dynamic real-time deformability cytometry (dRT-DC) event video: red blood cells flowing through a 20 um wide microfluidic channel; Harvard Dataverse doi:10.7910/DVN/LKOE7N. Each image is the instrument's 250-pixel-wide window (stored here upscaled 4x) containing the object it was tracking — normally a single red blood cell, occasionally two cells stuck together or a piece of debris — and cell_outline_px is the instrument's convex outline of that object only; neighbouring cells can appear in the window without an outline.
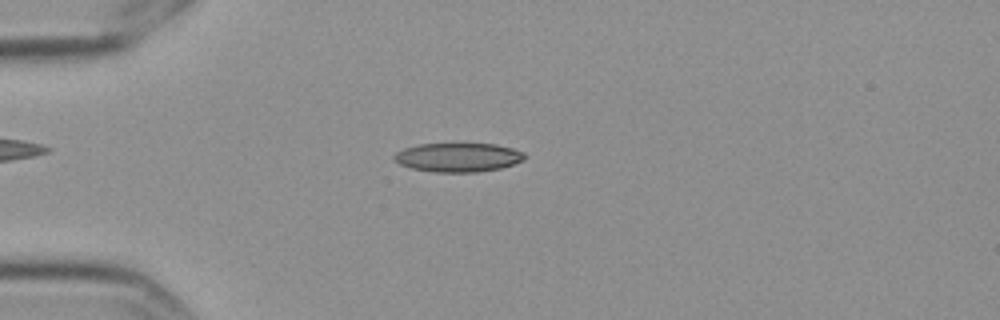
{"species": "Egyptian fruit bat (a non-hibernating species)", "species_latin": "Rousettus aegyptiacus", "temperature_condition": "cold", "stored_images_in_passage": 51, "camera_frame_rate_fps": 3000, "um_per_image_px": 0.085, "frame": {"image": 1, "passage_image": 9, "time_ms": 2.667, "image_size_px": [1000, 320], "cell_outline_px": [[524, 160], [500, 168], [476, 172], [436, 172], [412, 168], [400, 164], [392, 160], [392, 156], [396, 152], [404, 148], [420, 144], [496, 144], [512, 148], [524, 152]], "centroid_in_image_um": [38.91, 13.37], "position_along_channel_um": 46.1, "area_um2": 21.91}}
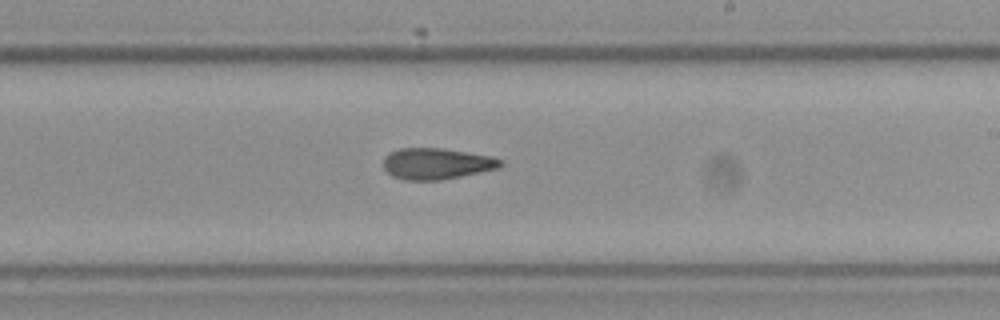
{"frame": {"image": 2, "passage_image": 28, "time_ms": 9.0, "image_size_px": [1000, 320], "cell_outline_px": [[504, 164], [500, 168], [440, 180], [404, 180], [392, 176], [384, 168], [384, 156], [388, 152], [400, 148], [444, 148], [492, 156], [504, 160]], "centroid_in_image_um": [37.13, 13.9], "position_along_channel_um": 251.9, "area_um2": 21.5}}
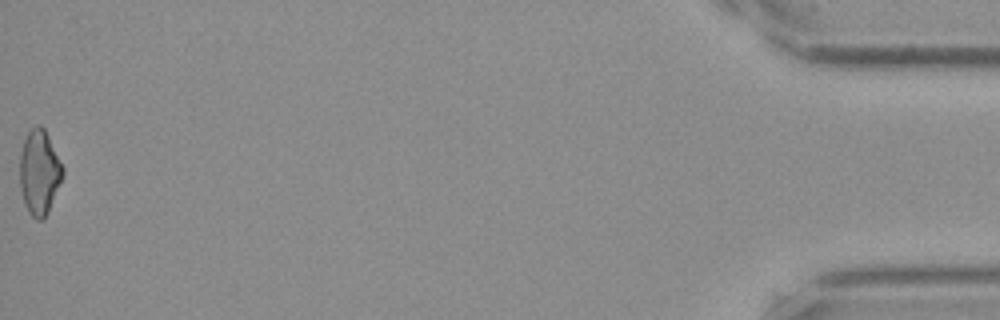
{"frame": {"image": 3, "passage_image": 51, "time_ms": 16.667, "image_size_px": [1000, 320], "cell_outline_px": [[64, 172], [48, 212], [40, 220], [36, 220], [28, 212], [20, 188], [20, 156], [24, 140], [28, 132], [36, 124], [40, 124], [44, 128], [64, 168]], "centroid_in_image_um": [3.34, 14.63], "position_along_channel_um": 431.9, "area_um2": 20.87}, "authors_computed_cell_mechanics": {"area_um2": 21.6172, "velocity_mm_per_s": 3.5701, "shape_relaxation_time_tau1_ms": null, "shape_relaxation_time_tau2_ms": 3.8935, "deformation_change_tau1": null, "deformation_change_tau2": 0.1132}}